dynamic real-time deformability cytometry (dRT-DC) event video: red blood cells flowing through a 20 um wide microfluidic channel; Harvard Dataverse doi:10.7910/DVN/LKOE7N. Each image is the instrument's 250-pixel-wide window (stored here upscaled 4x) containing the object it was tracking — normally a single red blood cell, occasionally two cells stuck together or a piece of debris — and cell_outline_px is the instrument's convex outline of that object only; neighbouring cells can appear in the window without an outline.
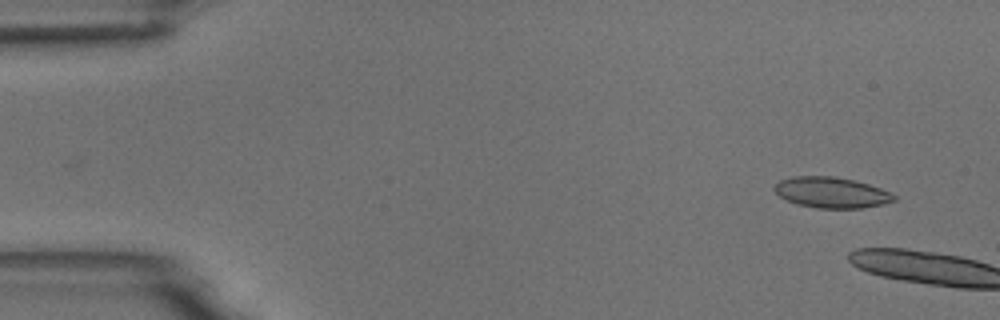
{"species": "common noctule bat (a hibernating species)", "species_latin": "Nyctalus noctula", "temperature_condition": "room temperature", "stored_images_in_passage": 6, "camera_frame_rate_fps": 3000, "um_per_image_px": 0.085, "animal": {"sex": "male", "body_mass_g": 18.8}, "frame": {"image": 1, "passage_image": 4, "time_ms": 1.0, "image_size_px": [1000, 320], "cell_outline_px": [[896, 200], [884, 204], [864, 208], [816, 208], [796, 204], [780, 196], [772, 188], [780, 180], [792, 176], [836, 176], [868, 184], [880, 188], [896, 196]], "centroid_in_image_um": [70.66, 16.36], "position_along_channel_um": 14.3, "area_um2": 21.44}}